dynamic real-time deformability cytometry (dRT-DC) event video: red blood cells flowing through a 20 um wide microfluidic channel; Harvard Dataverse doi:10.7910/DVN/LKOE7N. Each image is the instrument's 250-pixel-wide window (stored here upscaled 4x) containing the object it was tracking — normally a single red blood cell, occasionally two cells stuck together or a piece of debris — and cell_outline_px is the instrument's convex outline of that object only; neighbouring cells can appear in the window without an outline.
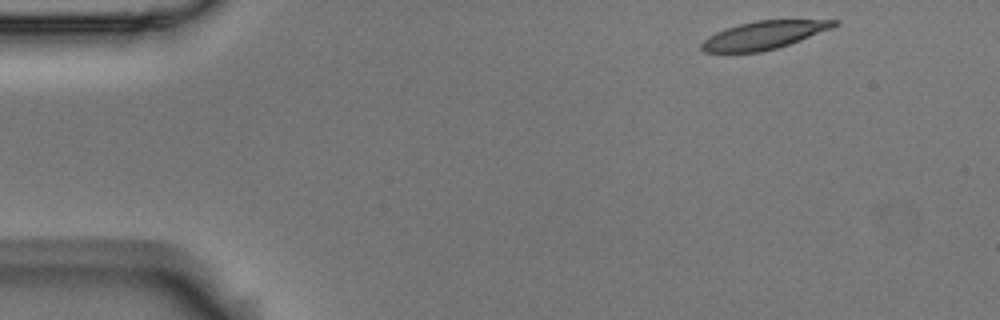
{"species": "Egyptian fruit bat (a non-hibernating species)", "species_latin": "Rousettus aegyptiacus", "temperature_condition": "room temperature", "stored_images_in_passage": 3, "camera_frame_rate_fps": 3000, "um_per_image_px": 0.085, "animal": {"sex": "male"}, "frame": {"image": 1, "passage_image": 1, "time_ms": 0.0, "image_size_px": [1000, 320], "cell_outline_px": [[840, 24], [832, 28], [800, 40], [776, 48], [760, 52], [704, 52], [700, 48], [700, 44], [708, 36], [724, 28], [756, 20], [840, 20]], "centroid_in_image_um": [64.91, 2.98], "position_along_channel_um": 20.1, "area_um2": 21.56}}
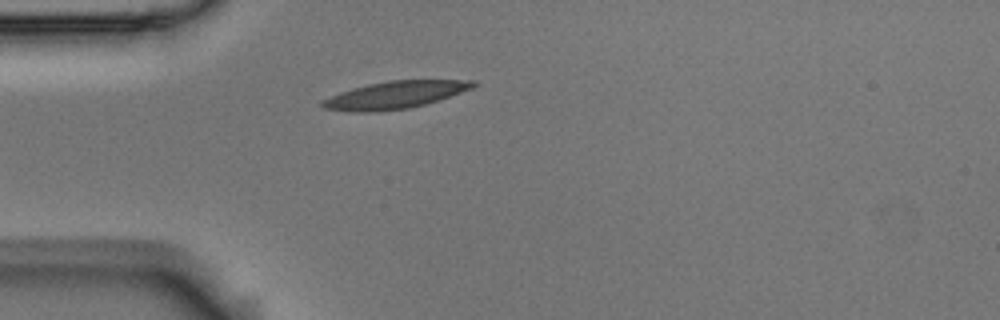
{"frame": {"image": 2, "passage_image": 3, "time_ms": 0.667, "image_size_px": [1000, 320], "cell_outline_px": [[480, 84], [472, 88], [424, 104], [408, 108], [376, 112], [348, 112], [324, 108], [320, 104], [320, 100], [340, 92], [352, 88], [368, 84], [388, 80], [476, 80]], "centroid_in_image_um": [33.53, 8.07], "position_along_channel_um": 51.5, "area_um2": 24.04}}